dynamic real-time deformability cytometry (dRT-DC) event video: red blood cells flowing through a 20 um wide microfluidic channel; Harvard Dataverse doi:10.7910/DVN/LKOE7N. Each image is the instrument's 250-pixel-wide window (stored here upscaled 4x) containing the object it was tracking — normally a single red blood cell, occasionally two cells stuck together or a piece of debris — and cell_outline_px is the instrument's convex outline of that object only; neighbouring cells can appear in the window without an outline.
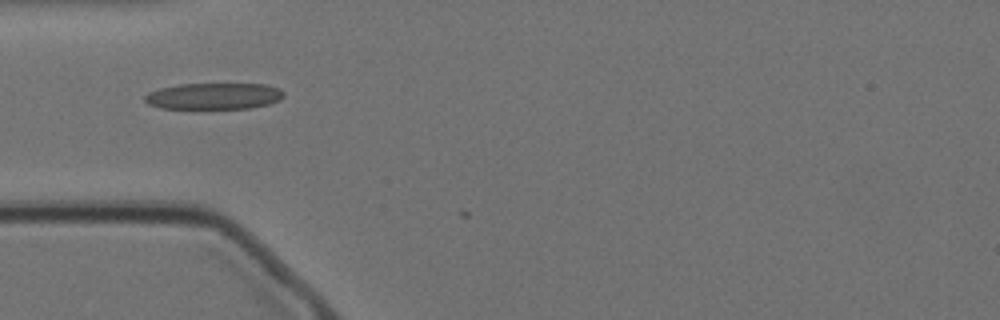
{"species": "Egyptian fruit bat (a non-hibernating species)", "species_latin": "Rousettus aegyptiacus", "temperature_condition": "cold", "stored_images_in_passage": 3, "camera_frame_rate_fps": 3000, "um_per_image_px": 0.085, "animal": {"sex": "female"}, "frame": {"image": 1, "passage_image": 2, "time_ms": 0.333, "image_size_px": [1000, 320], "cell_outline_px": [[284, 96], [280, 100], [268, 104], [248, 108], [160, 108], [148, 104], [144, 100], [144, 96], [148, 92], [160, 88], [180, 84], [268, 84], [280, 88], [284, 92]], "centroid_in_image_um": [18.19, 8.16], "position_along_channel_um": 66.8, "area_um2": 21.39}}